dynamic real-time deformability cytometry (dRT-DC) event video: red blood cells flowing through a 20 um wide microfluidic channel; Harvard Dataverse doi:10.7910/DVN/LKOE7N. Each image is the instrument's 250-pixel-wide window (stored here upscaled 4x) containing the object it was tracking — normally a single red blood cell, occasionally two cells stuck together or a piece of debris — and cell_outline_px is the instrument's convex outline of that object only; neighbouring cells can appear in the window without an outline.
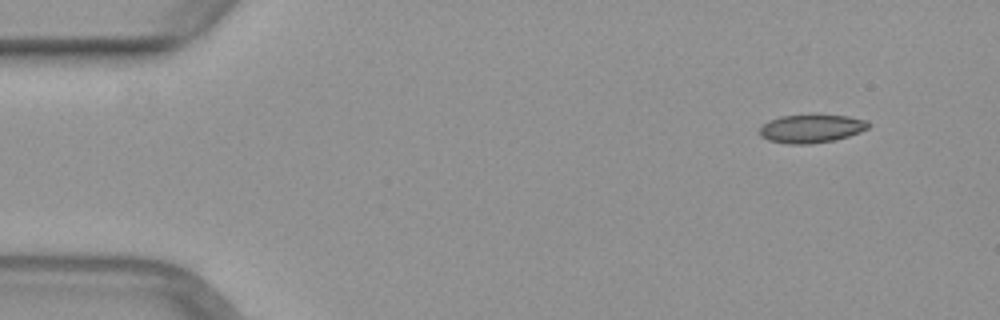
{"species": "common noctule bat (a hibernating species)", "species_latin": "Nyctalus noctula", "temperature_condition": "warm", "stored_images_in_passage": 47, "camera_frame_rate_fps": 3000, "um_per_image_px": 0.085, "animal": {"sex": "female", "body_mass_g": 29.2, "forearm_length_mm": 56.3}, "frame": {"image": 1, "passage_image": 1, "time_ms": 0.0, "image_size_px": [1000, 320], "cell_outline_px": [[872, 124], [868, 128], [860, 132], [848, 136], [832, 140], [808, 144], [788, 144], [768, 140], [760, 136], [760, 128], [768, 120], [780, 116], [812, 112], [848, 116], [868, 120]], "centroid_in_image_um": [68.98, 10.88], "position_along_channel_um": 16.0, "area_um2": 18.67}}
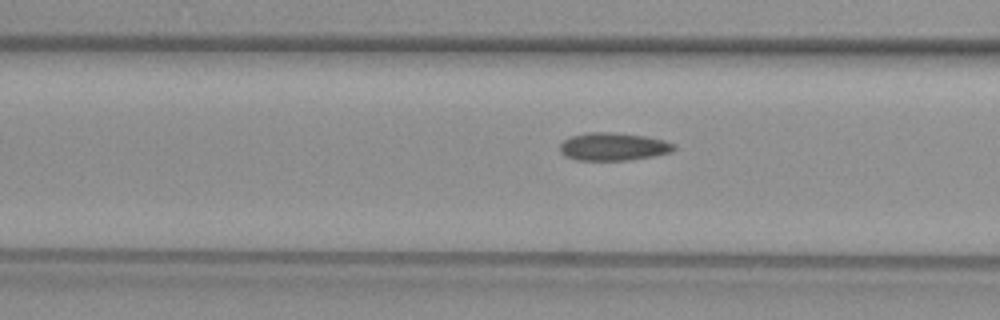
{"frame": {"image": 2, "passage_image": 16, "time_ms": 5.0, "image_size_px": [1000, 320], "cell_outline_px": [[676, 148], [672, 152], [652, 156], [628, 160], [576, 160], [564, 156], [560, 152], [560, 144], [564, 140], [572, 136], [588, 132], [612, 132], [644, 136], [664, 140], [676, 144]], "centroid_in_image_um": [52.13, 12.46], "position_along_channel_um": 114.5, "area_um2": 18.55}}
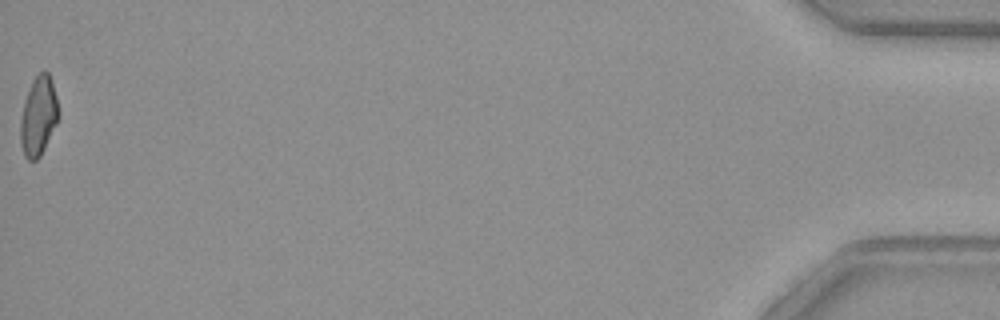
{"frame": {"image": 3, "passage_image": 47, "time_ms": 15.333, "image_size_px": [1000, 320], "cell_outline_px": [[60, 116], [40, 156], [36, 160], [28, 160], [24, 156], [20, 144], [20, 120], [24, 100], [32, 80], [44, 68], [48, 72], [52, 80], [60, 112]], "centroid_in_image_um": [3.27, 9.84], "position_along_channel_um": 431.9, "area_um2": 17.8}}